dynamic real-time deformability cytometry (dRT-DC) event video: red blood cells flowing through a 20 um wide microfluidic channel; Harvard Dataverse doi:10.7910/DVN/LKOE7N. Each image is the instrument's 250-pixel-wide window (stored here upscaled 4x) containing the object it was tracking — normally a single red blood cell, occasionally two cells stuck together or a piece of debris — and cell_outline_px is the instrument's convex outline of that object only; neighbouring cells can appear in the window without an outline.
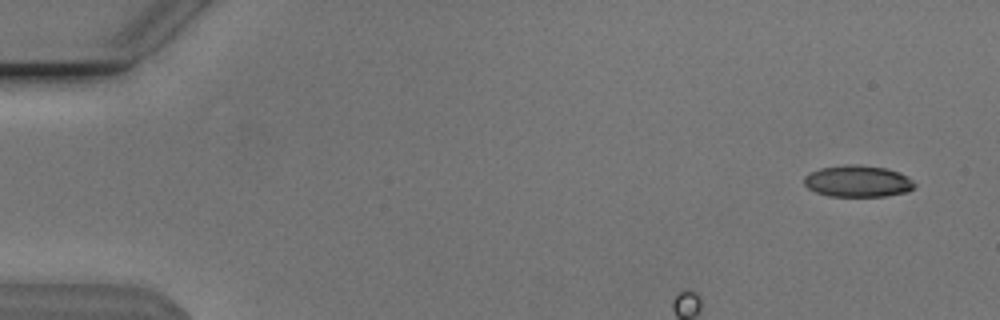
{"species": "Egyptian fruit bat (a non-hibernating species)", "species_latin": "Rousettus aegyptiacus", "temperature_condition": "cold", "stored_images_in_passage": 14, "camera_frame_rate_fps": 3000, "um_per_image_px": 0.085, "animal": {"sex": "male"}, "frame": {"image": 1, "passage_image": 1, "time_ms": 0.0, "image_size_px": [1000, 320], "cell_outline_px": [[916, 184], [908, 192], [884, 196], [828, 196], [816, 192], [808, 188], [804, 184], [804, 176], [820, 168], [848, 164], [856, 164], [884, 168], [900, 172], [912, 180]], "centroid_in_image_um": [72.91, 15.4], "position_along_channel_um": 12.1, "area_um2": 20.29}}